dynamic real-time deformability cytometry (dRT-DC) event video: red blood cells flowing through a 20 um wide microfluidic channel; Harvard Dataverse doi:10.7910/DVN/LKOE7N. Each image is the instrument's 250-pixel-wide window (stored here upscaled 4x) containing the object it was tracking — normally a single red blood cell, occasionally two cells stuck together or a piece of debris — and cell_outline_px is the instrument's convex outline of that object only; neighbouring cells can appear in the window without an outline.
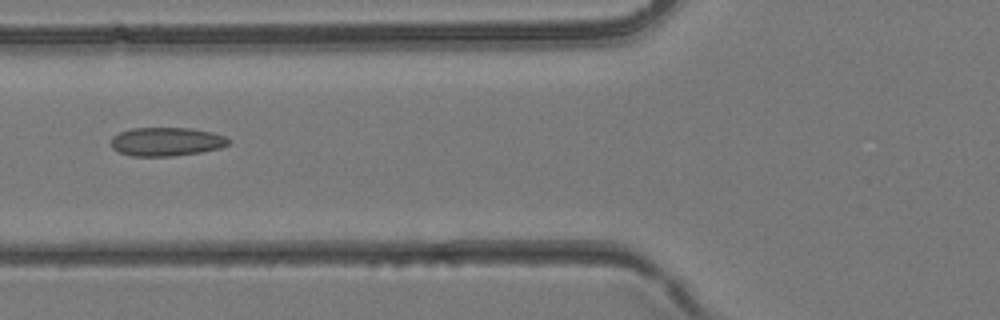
{"species": "common noctule bat (a hibernating species)", "species_latin": "Nyctalus noctula", "temperature_condition": "room temperature", "stored_images_in_passage": 5, "camera_frame_rate_fps": 3000, "um_per_image_px": 0.085, "animal": {"sex": "female", "body_mass_g": 24.6, "forearm_length_mm": 56.2}, "frame": {"image": 1, "passage_image": 5, "time_ms": 1.333, "image_size_px": [1000, 320], "cell_outline_px": [[232, 140], [228, 144], [220, 148], [200, 152], [172, 156], [132, 156], [120, 152], [112, 148], [112, 136], [120, 132], [132, 128], [192, 128], [212, 132], [224, 136]], "centroid_in_image_um": [14.16, 12.04], "position_along_channel_um": 111.6, "area_um2": 19.59}}